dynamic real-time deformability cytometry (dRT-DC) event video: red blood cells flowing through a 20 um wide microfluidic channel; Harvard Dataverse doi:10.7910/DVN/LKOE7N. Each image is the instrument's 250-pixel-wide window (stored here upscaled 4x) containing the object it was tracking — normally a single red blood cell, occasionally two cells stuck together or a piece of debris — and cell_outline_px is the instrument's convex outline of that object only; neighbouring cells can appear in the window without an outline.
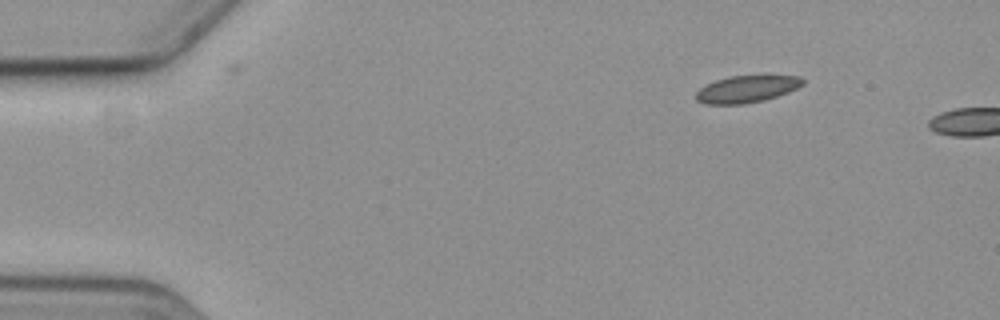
{"species": "common noctule bat (a hibernating species)", "species_latin": "Nyctalus noctula", "temperature_condition": "cold", "stored_images_in_passage": 2, "camera_frame_rate_fps": 3000, "um_per_image_px": 0.085, "animal": {"sex": "female", "body_mass_g": 19.3, "forearm_length_mm": 54.1}, "frame": {"image": 1, "passage_image": 1, "time_ms": 0.0, "image_size_px": [1000, 320], "cell_outline_px": [[804, 84], [788, 92], [764, 100], [744, 104], [704, 104], [696, 100], [696, 92], [700, 88], [716, 80], [728, 76], [764, 72], [800, 76], [804, 80]], "centroid_in_image_um": [63.54, 7.5], "position_along_channel_um": 21.5, "area_um2": 17.69}}